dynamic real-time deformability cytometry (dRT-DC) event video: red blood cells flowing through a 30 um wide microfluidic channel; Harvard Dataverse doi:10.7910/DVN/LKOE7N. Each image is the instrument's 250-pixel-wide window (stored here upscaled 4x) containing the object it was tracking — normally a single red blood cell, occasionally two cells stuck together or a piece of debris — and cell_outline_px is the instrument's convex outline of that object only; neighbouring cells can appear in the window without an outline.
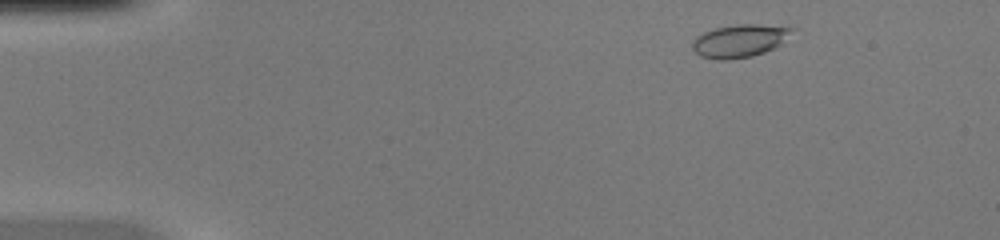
{"species": "common noctule bat (a hibernating species)", "species_latin": "Nyctalus noctula", "temperature_condition": "warm", "stored_images_in_passage": 47, "camera_frame_rate_fps": 3000, "um_per_image_px": 0.085, "animal": {"sex": "female", "body_mass_g": 20.0, "forearm_length_mm": 54.0}, "frame": {"image": 1, "passage_image": 3, "time_ms": 0.667, "image_size_px": [1000, 240], "cell_outline_px": [[796, 28], [776, 48], [752, 56], [724, 60], [716, 60], [700, 56], [692, 48], [692, 44], [696, 36], [704, 32], [716, 28], [736, 24], [756, 24]], "centroid_in_image_um": [62.85, 3.47], "position_along_channel_um": 22.1, "area_um2": 18.96}}
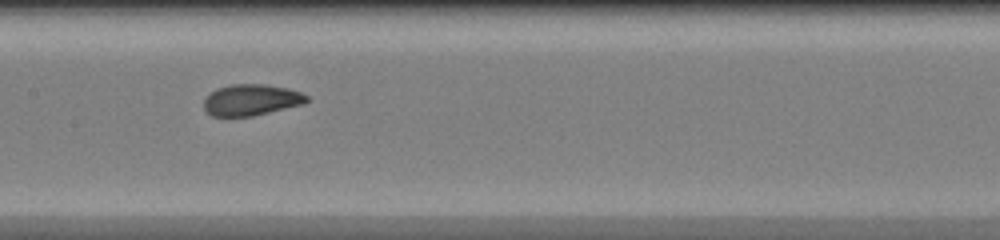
{"frame": {"image": 2, "passage_image": 22, "time_ms": 7.0, "image_size_px": [1000, 240], "cell_outline_px": [[312, 100], [304, 104], [252, 116], [212, 116], [204, 108], [204, 100], [216, 88], [232, 84], [264, 84], [288, 88], [300, 92], [308, 96]], "centroid_in_image_um": [21.4, 8.49], "position_along_channel_um": 186.0, "area_um2": 18.73}}
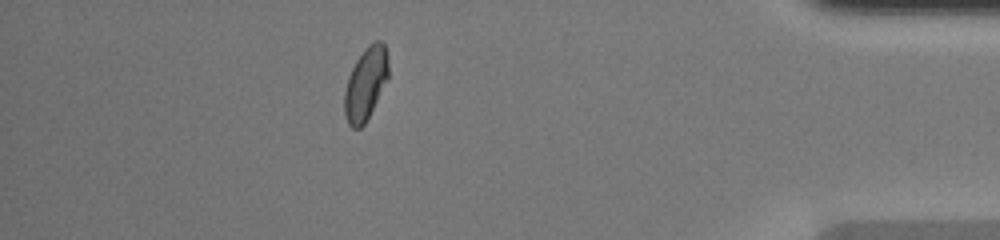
{"frame": {"image": 3, "passage_image": 41, "time_ms": 13.333, "image_size_px": [1000, 240], "cell_outline_px": [[388, 80], [364, 124], [360, 128], [352, 128], [348, 124], [344, 116], [344, 92], [348, 76], [356, 60], [364, 48], [368, 44], [376, 40], [380, 40], [384, 44], [388, 60]], "centroid_in_image_um": [31.07, 7.11], "position_along_channel_um": 404.1, "area_um2": 18.73}, "authors_computed_cell_mechanics": {"area_um2": 19.074, "velocity_mm_per_s": 4.107, "shape_relaxation_time_tau1_ms": 5.1484, "shape_relaxation_time_tau2_ms": 0.6792, "deformation_change_tau1": 0.1502, "deformation_change_tau2": 0.0557}}